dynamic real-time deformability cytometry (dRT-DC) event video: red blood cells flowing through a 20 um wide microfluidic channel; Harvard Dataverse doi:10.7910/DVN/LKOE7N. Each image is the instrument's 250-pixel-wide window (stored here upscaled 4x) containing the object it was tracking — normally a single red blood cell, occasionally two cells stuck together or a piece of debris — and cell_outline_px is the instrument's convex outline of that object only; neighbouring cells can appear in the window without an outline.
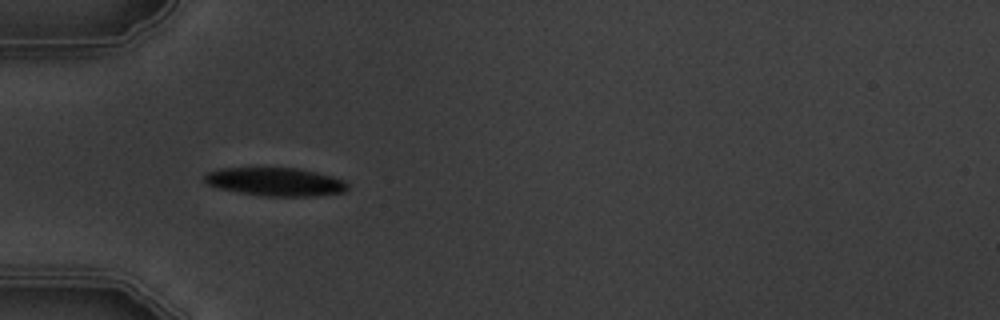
{"species": "common noctule bat (a hibernating species)", "species_latin": "Nyctalus noctula", "temperature_condition": "warm", "stored_images_in_passage": 4, "camera_frame_rate_fps": 3000, "um_per_image_px": 0.085, "animal": {"sex": "male", "body_mass_g": 19.5, "forearm_length_mm": 54.6}, "frame": {"image": 1, "passage_image": 1, "time_ms": 0.0, "image_size_px": [1000, 320], "cell_outline_px": [[348, 188], [344, 192], [316, 196], [264, 196], [216, 188], [208, 184], [204, 180], [204, 176], [208, 172], [220, 168], [296, 168], [316, 172], [332, 176], [344, 180], [348, 184]], "centroid_in_image_um": [23.42, 15.45], "position_along_channel_um": 61.6, "area_um2": 23.58}}
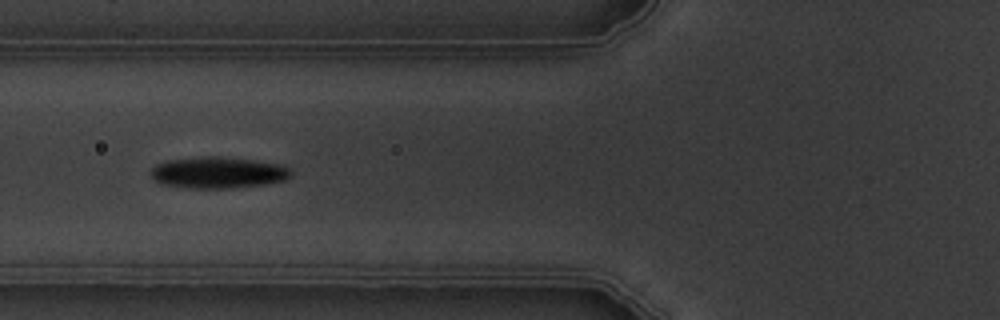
{"frame": {"image": 2, "passage_image": 2, "time_ms": 1.333, "image_size_px": [1000, 320], "cell_outline_px": [[292, 176], [284, 180], [264, 184], [232, 188], [192, 188], [160, 184], [152, 176], [152, 168], [156, 164], [168, 160], [200, 156], [220, 156], [252, 160], [280, 164], [288, 168], [292, 172]], "centroid_in_image_um": [18.54, 14.66], "position_along_channel_um": 107.3, "area_um2": 25.61}}
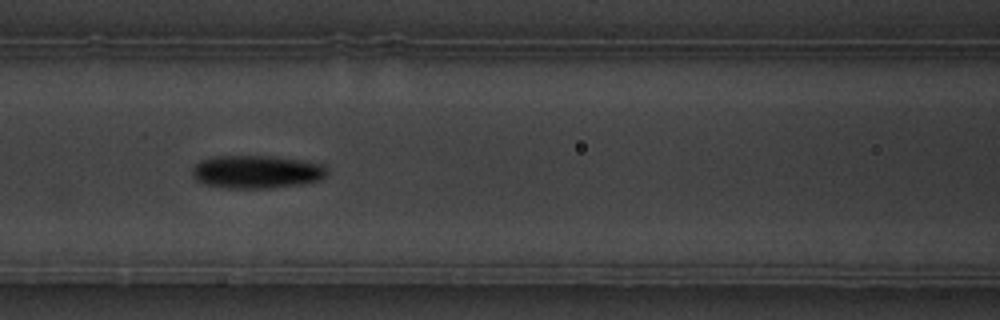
{"frame": {"image": 3, "passage_image": 3, "time_ms": 2.333, "image_size_px": [1000, 320], "cell_outline_px": [[328, 172], [320, 180], [300, 184], [268, 188], [224, 188], [204, 184], [196, 180], [192, 176], [192, 168], [200, 160], [212, 156], [272, 156], [300, 160], [324, 164]], "centroid_in_image_um": [21.78, 14.6], "position_along_channel_um": 144.8, "area_um2": 26.07}}